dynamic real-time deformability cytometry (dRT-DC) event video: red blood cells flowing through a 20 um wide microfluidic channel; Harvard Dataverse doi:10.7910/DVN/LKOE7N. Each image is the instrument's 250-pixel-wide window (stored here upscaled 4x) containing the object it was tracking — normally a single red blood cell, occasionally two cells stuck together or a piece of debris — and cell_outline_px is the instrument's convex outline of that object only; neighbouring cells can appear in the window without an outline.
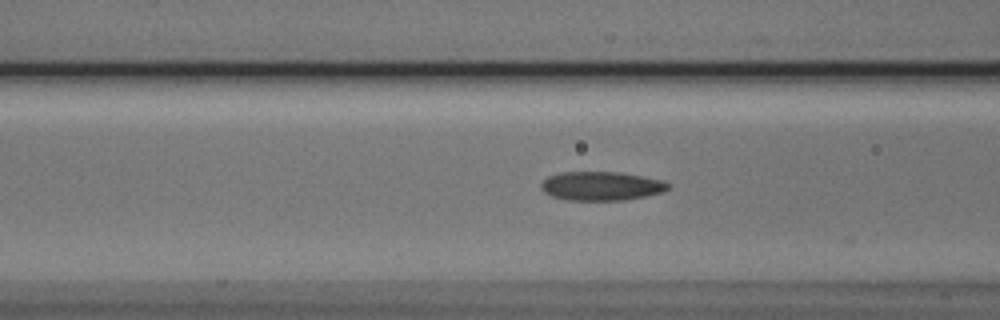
{"species": "Egyptian fruit bat (a non-hibernating species)", "species_latin": "Rousettus aegyptiacus", "temperature_condition": "cold", "stored_images_in_passage": 16, "camera_frame_rate_fps": 3000, "um_per_image_px": 0.085, "animal": {"sex": "male"}, "frame": {"image": 1, "passage_image": 10, "time_ms": 3.0, "image_size_px": [1000, 320], "cell_outline_px": [[672, 184], [664, 192], [624, 200], [568, 200], [552, 196], [544, 192], [540, 188], [540, 184], [548, 176], [560, 172], [616, 172], [664, 180]], "centroid_in_image_um": [51.11, 15.81], "position_along_channel_um": 115.5, "area_um2": 21.39}}
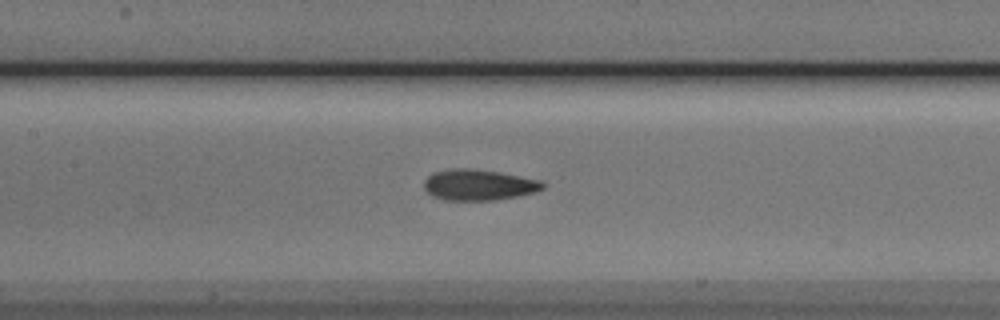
{"frame": {"image": 2, "passage_image": 14, "time_ms": 4.333, "image_size_px": [1000, 320], "cell_outline_px": [[544, 188], [536, 192], [520, 196], [496, 200], [444, 200], [432, 196], [424, 188], [424, 180], [428, 176], [436, 172], [452, 168], [468, 168], [500, 172], [544, 180]], "centroid_in_image_um": [40.74, 15.72], "position_along_channel_um": 166.7, "area_um2": 21.62}}